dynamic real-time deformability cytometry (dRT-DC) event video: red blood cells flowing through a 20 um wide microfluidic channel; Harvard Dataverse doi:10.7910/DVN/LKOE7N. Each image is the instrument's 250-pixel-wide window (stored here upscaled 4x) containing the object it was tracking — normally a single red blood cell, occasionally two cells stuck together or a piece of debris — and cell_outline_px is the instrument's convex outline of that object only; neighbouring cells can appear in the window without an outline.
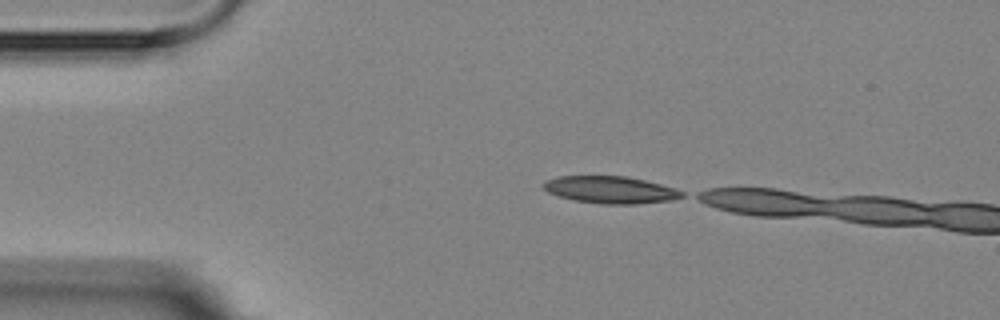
{"species": "Egyptian fruit bat (a non-hibernating species)", "species_latin": "Rousettus aegyptiacus", "temperature_condition": "room temperature", "stored_images_in_passage": 2, "camera_frame_rate_fps": 3000, "um_per_image_px": 0.085, "animal": {"sex": "female"}, "frame": {"image": 1, "passage_image": 1, "time_ms": 0.0, "image_size_px": [1000, 320], "cell_outline_px": [[684, 196], [672, 200], [636, 204], [600, 204], [572, 200], [556, 196], [548, 192], [544, 188], [544, 180], [556, 176], [628, 176], [676, 188], [684, 192]], "centroid_in_image_um": [51.87, 16.13], "position_along_channel_um": 33.1, "area_um2": 22.14}}